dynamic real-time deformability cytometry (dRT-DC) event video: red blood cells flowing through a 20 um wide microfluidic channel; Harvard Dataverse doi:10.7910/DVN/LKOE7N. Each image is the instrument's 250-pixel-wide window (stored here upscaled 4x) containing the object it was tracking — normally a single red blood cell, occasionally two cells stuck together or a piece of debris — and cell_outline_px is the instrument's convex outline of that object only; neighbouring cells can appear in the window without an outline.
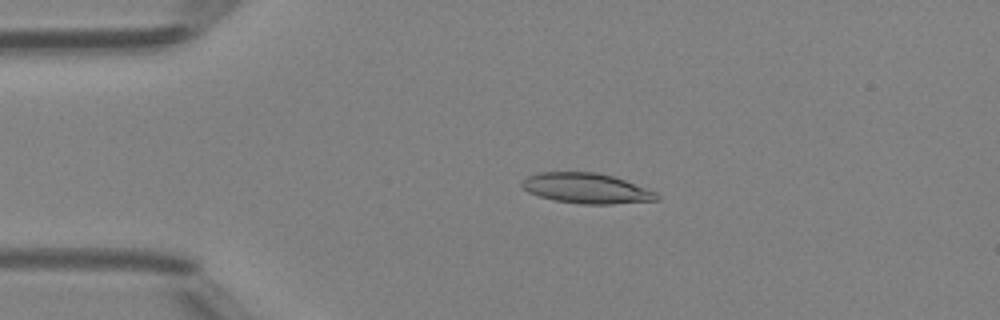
{"species": "Egyptian fruit bat (a non-hibernating species)", "species_latin": "Rousettus aegyptiacus", "temperature_condition": "room temperature", "stored_images_in_passage": 46, "camera_frame_rate_fps": 3000, "um_per_image_px": 0.085, "animal": {"sex": "female"}, "frame": {"image": 1, "passage_image": 8, "time_ms": 2.333, "image_size_px": [1000, 320], "cell_outline_px": [[660, 200], [612, 204], [580, 204], [556, 200], [540, 196], [528, 192], [520, 184], [528, 176], [540, 172], [596, 172], [612, 176], [624, 180], [656, 192], [660, 196]], "centroid_in_image_um": [49.87, 16.01], "position_along_channel_um": 35.1, "area_um2": 23.58}}
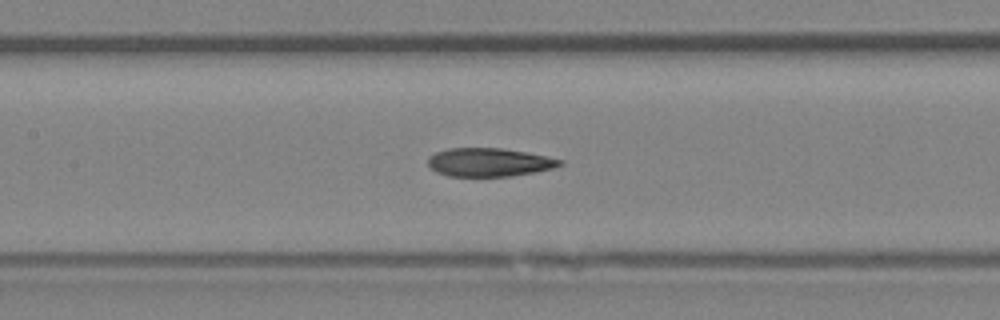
{"frame": {"image": 2, "passage_image": 20, "time_ms": 6.333, "image_size_px": [1000, 320], "cell_outline_px": [[564, 164], [552, 168], [536, 172], [512, 176], [448, 176], [436, 172], [428, 164], [428, 156], [436, 152], [448, 148], [500, 148], [524, 152], [564, 160]], "centroid_in_image_um": [41.56, 13.79], "position_along_channel_um": 165.8, "area_um2": 21.79}}
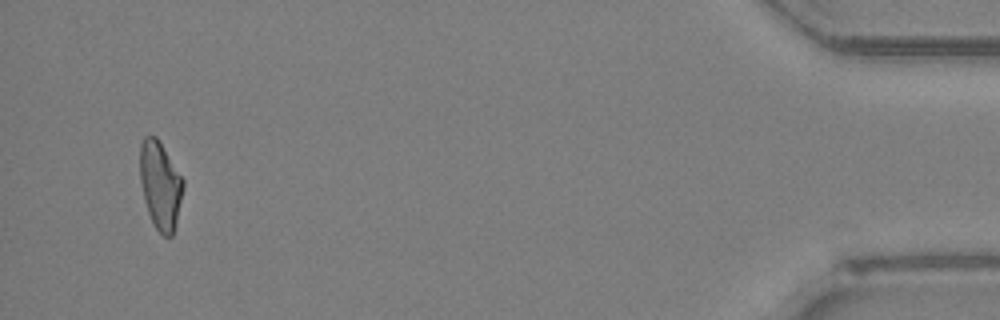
{"frame": {"image": 3, "passage_image": 44, "time_ms": 14.333, "image_size_px": [1000, 320], "cell_outline_px": [[184, 188], [176, 224], [172, 236], [164, 236], [156, 228], [148, 212], [144, 200], [140, 180], [140, 144], [144, 136], [156, 136], [184, 180]], "centroid_in_image_um": [13.63, 15.74], "position_along_channel_um": 421.6, "area_um2": 21.96}, "authors_computed_cell_mechanics": {"area_um2": 22.5131, "velocity_mm_per_s": 4.2262, "shape_relaxation_time_tau1_ms": null, "shape_relaxation_time_tau2_ms": 3.9583, "deformation_change_tau1": null, "deformation_change_tau2": 0.1193}}